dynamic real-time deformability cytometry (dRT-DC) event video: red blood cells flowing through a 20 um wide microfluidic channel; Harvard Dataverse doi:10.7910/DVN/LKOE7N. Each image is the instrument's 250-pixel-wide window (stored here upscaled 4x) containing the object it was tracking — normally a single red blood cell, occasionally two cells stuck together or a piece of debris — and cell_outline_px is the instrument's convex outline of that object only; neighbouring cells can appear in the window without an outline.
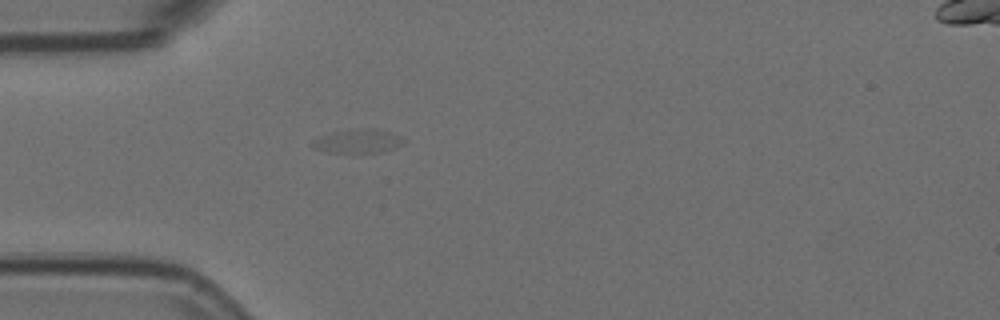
{"species": "Egyptian fruit bat (a non-hibernating species)", "species_latin": "Rousettus aegyptiacus", "temperature_condition": "room temperature", "stored_images_in_passage": 48, "camera_frame_rate_fps": 3000, "um_per_image_px": 0.085, "animal": {"sex": "female"}, "frame": {"image": 1, "passage_image": 8, "time_ms": 2.333, "image_size_px": [1000, 320], "cell_outline_px": [[404, 140], [396, 148], [384, 152], [328, 152], [312, 148], [312, 140], [332, 132], [356, 128], [376, 128], [400, 136]], "centroid_in_image_um": [30.41, 11.99], "position_along_channel_um": 54.6, "area_um2": 12.6}}
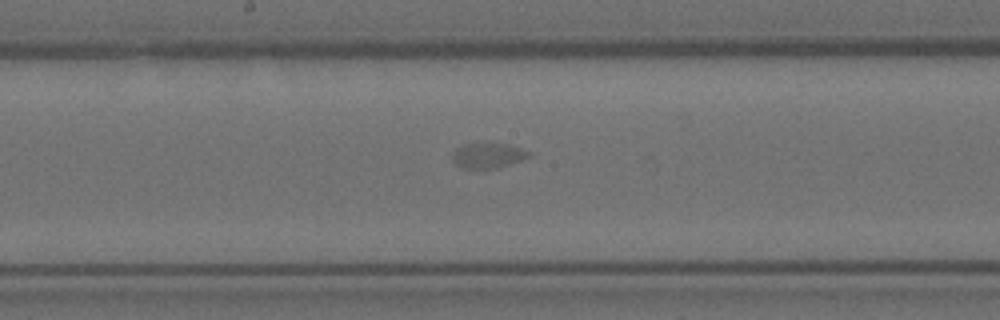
{"frame": {"image": 2, "passage_image": 21, "time_ms": 6.667, "image_size_px": [1000, 320], "cell_outline_px": [[532, 156], [496, 168], [464, 168], [456, 164], [452, 160], [452, 156], [456, 148], [460, 144], [508, 144], [532, 152]], "centroid_in_image_um": [41.48, 13.21], "position_along_channel_um": 206.7, "area_um2": 11.04}}
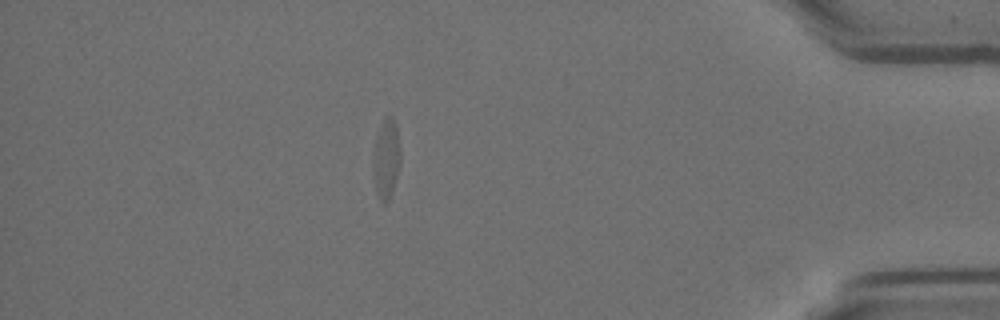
{"frame": {"image": 3, "passage_image": 41, "time_ms": 13.333, "image_size_px": [1000, 320], "cell_outline_px": [[400, 164], [388, 200], [384, 204], [380, 200], [376, 192], [372, 168], [372, 152], [376, 136], [384, 120], [388, 116], [392, 116], [396, 124], [400, 148]], "centroid_in_image_um": [32.8, 13.48], "position_along_channel_um": 402.4, "area_um2": 12.6}, "authors_computed_cell_mechanics": {"area_um2": 11.7623, "velocity_mm_per_s": 3.6126, "shape_relaxation_time_tau1_ms": 9.1621, "shape_relaxation_time_tau2_ms": null, "deformation_change_tau1": 0.2126, "deformation_change_tau2": null}}